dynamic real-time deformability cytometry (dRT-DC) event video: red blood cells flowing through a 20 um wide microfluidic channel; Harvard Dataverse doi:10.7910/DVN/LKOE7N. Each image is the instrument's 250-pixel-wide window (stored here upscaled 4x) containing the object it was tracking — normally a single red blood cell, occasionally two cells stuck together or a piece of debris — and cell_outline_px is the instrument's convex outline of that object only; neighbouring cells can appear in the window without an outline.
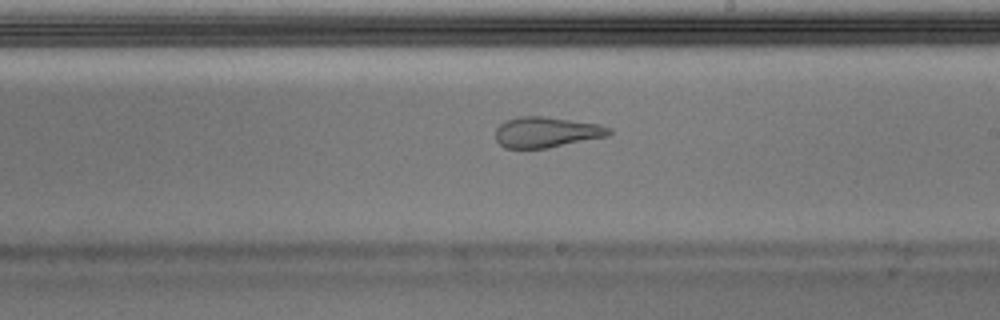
{"species": "Egyptian fruit bat (a non-hibernating species)", "species_latin": "Rousettus aegyptiacus", "temperature_condition": "warm", "stored_images_in_passage": 38, "camera_frame_rate_fps": 3000, "um_per_image_px": 0.085, "animal": {"sex": "male"}, "frame": {"image": 1, "passage_image": 17, "time_ms": 5.333, "image_size_px": [1000, 320], "cell_outline_px": [[612, 132], [608, 136], [548, 148], [504, 148], [496, 140], [496, 128], [504, 120], [520, 116], [544, 116], [600, 124], [612, 128]], "centroid_in_image_um": [46.46, 11.23], "position_along_channel_um": 242.5, "area_um2": 20.4}}
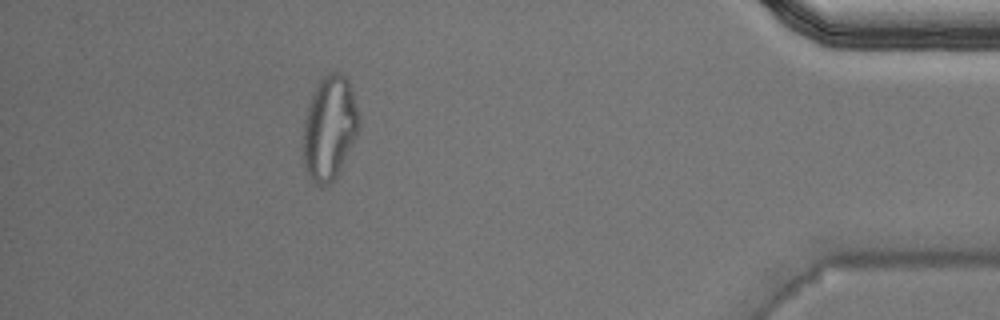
{"frame": {"image": 2, "passage_image": 33, "time_ms": 10.667, "image_size_px": [1000, 320], "cell_outline_px": [[360, 124], [356, 136], [340, 172], [336, 180], [328, 184], [320, 184], [304, 168], [304, 120], [308, 104], [320, 80], [328, 72], [340, 72], [348, 80], [360, 116]], "centroid_in_image_um": [28.04, 10.85], "position_along_channel_um": 407.2, "area_um2": 33.41}, "authors_computed_cell_mechanics": {"area_um2": 23.1778, "velocity_mm_per_s": 3.9985, "shape_relaxation_time_tau1_ms": null, "shape_relaxation_time_tau2_ms": 1.203, "deformation_change_tau1": null, "deformation_change_tau2": 0.0911}}